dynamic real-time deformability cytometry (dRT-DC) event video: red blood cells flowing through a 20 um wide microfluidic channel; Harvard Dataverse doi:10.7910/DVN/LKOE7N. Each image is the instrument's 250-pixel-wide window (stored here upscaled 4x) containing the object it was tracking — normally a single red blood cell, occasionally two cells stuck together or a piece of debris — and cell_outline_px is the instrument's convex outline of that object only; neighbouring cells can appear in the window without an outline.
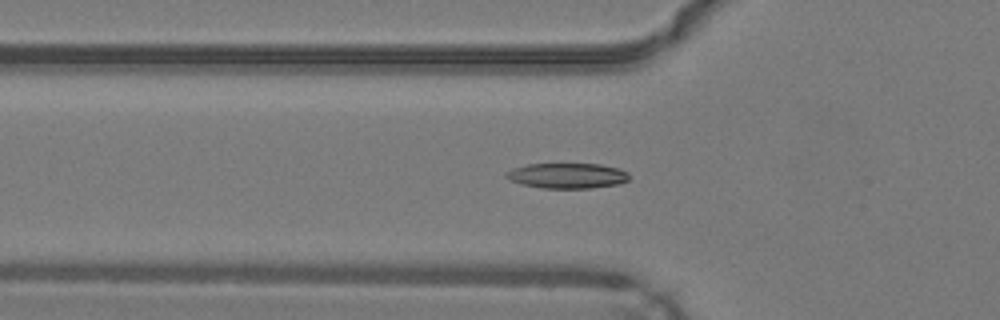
{"species": "common noctule bat (a hibernating species)", "species_latin": "Nyctalus noctula", "temperature_condition": "warm", "stored_images_in_passage": 49, "camera_frame_rate_fps": 3000, "um_per_image_px": 0.085, "animal": {"sex": "male", "body_mass_g": 19.2, "forearm_length_mm": 51.8}, "frame": {"image": 1, "passage_image": 17, "time_ms": 5.333, "image_size_px": [1000, 320], "cell_outline_px": [[628, 180], [620, 184], [592, 188], [540, 188], [524, 184], [512, 180], [504, 176], [504, 172], [512, 168], [528, 164], [600, 164], [620, 168], [628, 172]], "centroid_in_image_um": [48.23, 14.93], "position_along_channel_um": 77.6, "area_um2": 18.21}}
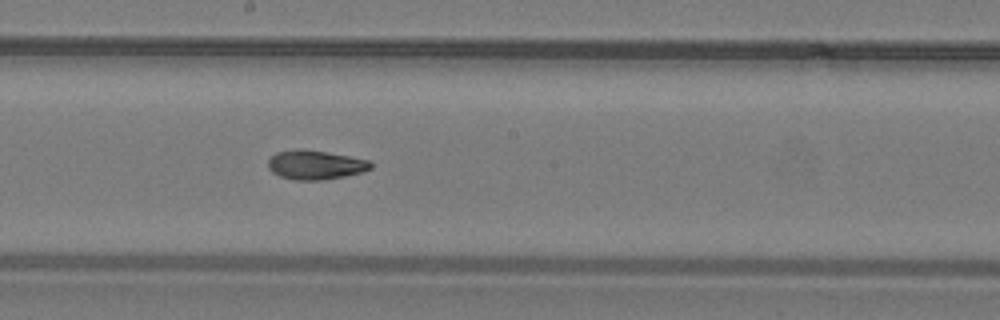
{"frame": {"image": 2, "passage_image": 27, "time_ms": 8.667, "image_size_px": [1000, 320], "cell_outline_px": [[372, 168], [360, 172], [344, 176], [324, 180], [292, 180], [280, 176], [272, 172], [268, 168], [268, 160], [276, 152], [296, 148], [300, 148], [348, 156], [368, 160], [372, 164]], "centroid_in_image_um": [26.75, 14.01], "position_along_channel_um": 221.4, "area_um2": 17.4}}
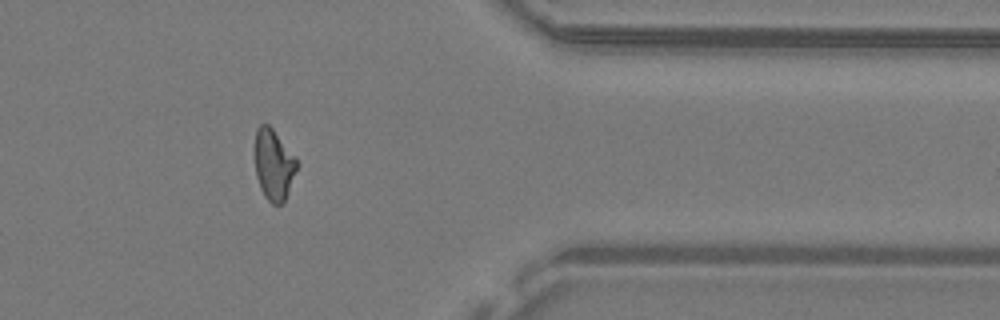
{"frame": {"image": 3, "passage_image": 40, "time_ms": 13.0, "image_size_px": [1000, 320], "cell_outline_px": [[300, 164], [288, 192], [284, 200], [280, 204], [272, 204], [264, 196], [260, 188], [256, 176], [252, 148], [256, 128], [260, 124], [268, 124], [272, 128], [296, 156]], "centroid_in_image_um": [23.24, 13.95], "position_along_channel_um": 388.2, "area_um2": 18.09}, "authors_computed_cell_mechanics": {"area_um2": 17.7446, "velocity_mm_per_s": 4.2818, "shape_relaxation_time_tau1_ms": 7.2237, "shape_relaxation_time_tau2_ms": 2.1996, "deformation_change_tau1": 0.2165, "deformation_change_tau2": 0.0843}}